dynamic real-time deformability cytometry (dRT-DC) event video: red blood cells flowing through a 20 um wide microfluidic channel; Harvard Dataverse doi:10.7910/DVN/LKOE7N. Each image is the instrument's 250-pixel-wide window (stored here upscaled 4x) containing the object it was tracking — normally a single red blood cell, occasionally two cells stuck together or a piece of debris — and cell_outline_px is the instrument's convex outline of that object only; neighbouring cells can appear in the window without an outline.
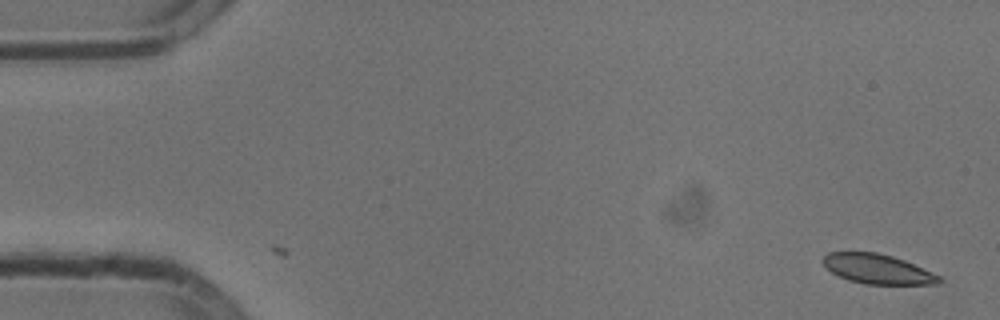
{"species": "common noctule bat (a hibernating species)", "species_latin": "Nyctalus noctula", "temperature_condition": "cold", "stored_images_in_passage": 3, "camera_frame_rate_fps": 3000, "um_per_image_px": 0.085, "animal": {"sex": "male", "body_mass_g": 13.3}, "frame": {"image": 1, "passage_image": 3, "time_ms": 0.667, "image_size_px": [1000, 320], "cell_outline_px": [[940, 284], [864, 284], [848, 280], [832, 272], [820, 260], [828, 252], [876, 252], [892, 256], [904, 260], [940, 276]], "centroid_in_image_um": [74.56, 22.86], "position_along_channel_um": 10.4, "area_um2": 19.88}}